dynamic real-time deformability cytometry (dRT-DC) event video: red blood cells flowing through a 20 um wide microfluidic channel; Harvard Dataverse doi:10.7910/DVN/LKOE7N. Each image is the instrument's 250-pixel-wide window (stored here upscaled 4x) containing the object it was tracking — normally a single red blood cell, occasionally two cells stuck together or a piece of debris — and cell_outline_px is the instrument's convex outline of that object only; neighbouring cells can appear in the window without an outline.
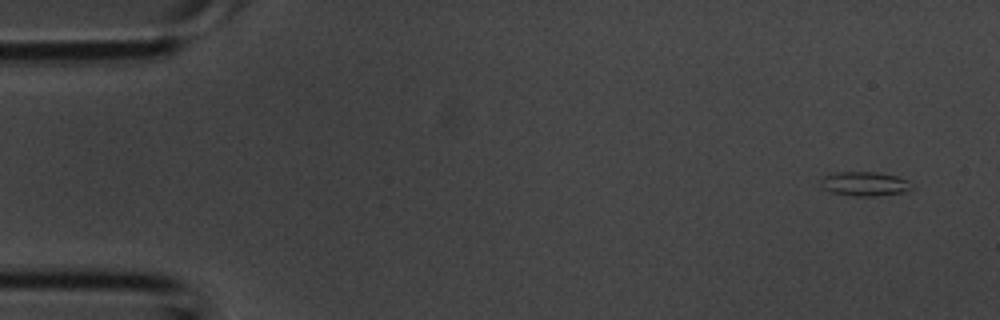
{"species": "common noctule bat (a hibernating species)", "species_latin": "Nyctalus noctula", "temperature_condition": "room temperature", "stored_images_in_passage": 4, "camera_frame_rate_fps": 3000, "um_per_image_px": 0.085, "animal": {"sex": "male", "body_mass_g": 20.1, "forearm_length_mm": 53.5}, "frame": {"image": 1, "passage_image": 1, "time_ms": 0.0, "image_size_px": [1000, 320], "cell_outline_px": [[912, 188], [904, 192], [876, 196], [852, 196], [828, 192], [820, 188], [820, 176], [836, 172], [876, 172], [896, 176], [908, 180], [912, 184]], "centroid_in_image_um": [73.41, 15.63], "position_along_channel_um": 11.6, "area_um2": 13.18}}
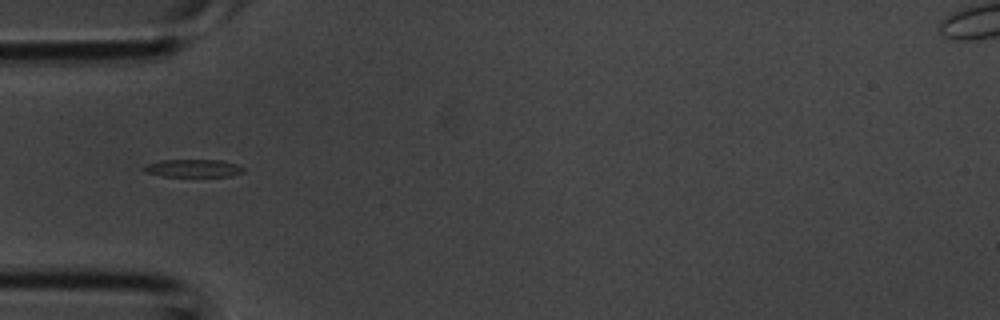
{"frame": {"image": 2, "passage_image": 4, "time_ms": 1.0, "image_size_px": [1000, 320], "cell_outline_px": [[244, 172], [232, 176], [164, 176], [144, 172], [140, 168], [148, 164], [160, 160], [224, 160], [236, 164], [244, 168]], "centroid_in_image_um": [16.42, 14.29], "position_along_channel_um": 68.6, "area_um2": 10.35}}